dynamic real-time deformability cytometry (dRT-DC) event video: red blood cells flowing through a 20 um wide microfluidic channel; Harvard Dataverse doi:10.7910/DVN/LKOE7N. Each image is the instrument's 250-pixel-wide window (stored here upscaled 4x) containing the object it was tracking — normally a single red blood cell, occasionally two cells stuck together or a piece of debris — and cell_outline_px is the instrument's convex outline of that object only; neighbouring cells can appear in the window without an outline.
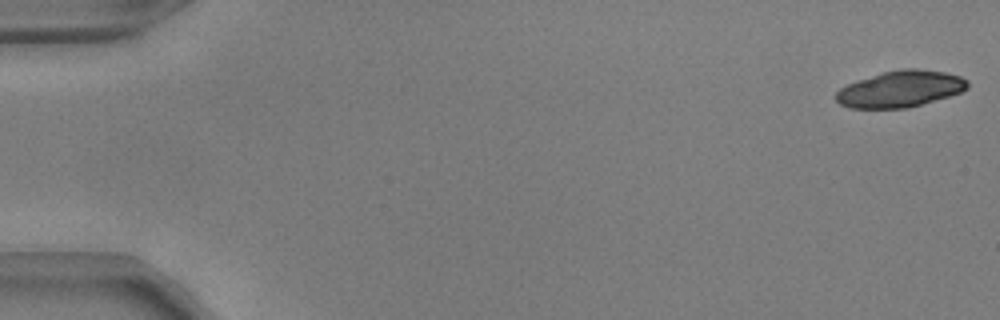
{"species": "common noctule bat (a hibernating species)", "species_latin": "Nyctalus noctula", "temperature_condition": "warm", "stored_images_in_passage": 40, "camera_frame_rate_fps": 3000, "um_per_image_px": 0.085, "animal": {"sex": "male", "body_mass_g": 17.9, "forearm_length_mm": 54.2}, "frame": {"image": 1, "passage_image": 1, "time_ms": 0.0, "image_size_px": [1000, 320], "cell_outline_px": [[968, 88], [960, 92], [948, 96], [920, 104], [904, 108], [848, 108], [840, 104], [836, 100], [836, 92], [840, 88], [856, 80], [884, 72], [900, 68], [916, 68], [944, 72], [960, 76], [968, 80]], "centroid_in_image_um": [76.51, 7.55], "position_along_channel_um": 8.5, "area_um2": 27.74}}
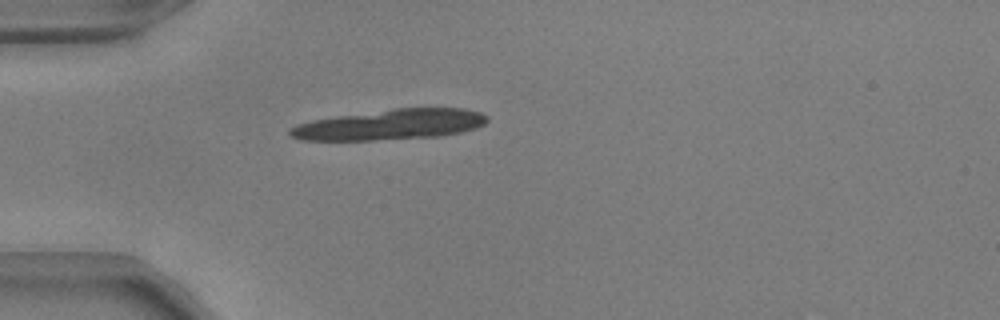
{"frame": {"image": 2, "passage_image": 15, "time_ms": 4.667, "image_size_px": [1000, 320], "cell_outline_px": [[488, 120], [484, 124], [476, 128], [460, 132], [440, 136], [372, 140], [300, 140], [288, 136], [288, 128], [296, 124], [312, 120], [336, 116], [396, 108], [464, 108], [480, 112], [488, 116]], "centroid_in_image_um": [33.14, 10.59], "position_along_channel_um": 51.9, "area_um2": 35.03}}